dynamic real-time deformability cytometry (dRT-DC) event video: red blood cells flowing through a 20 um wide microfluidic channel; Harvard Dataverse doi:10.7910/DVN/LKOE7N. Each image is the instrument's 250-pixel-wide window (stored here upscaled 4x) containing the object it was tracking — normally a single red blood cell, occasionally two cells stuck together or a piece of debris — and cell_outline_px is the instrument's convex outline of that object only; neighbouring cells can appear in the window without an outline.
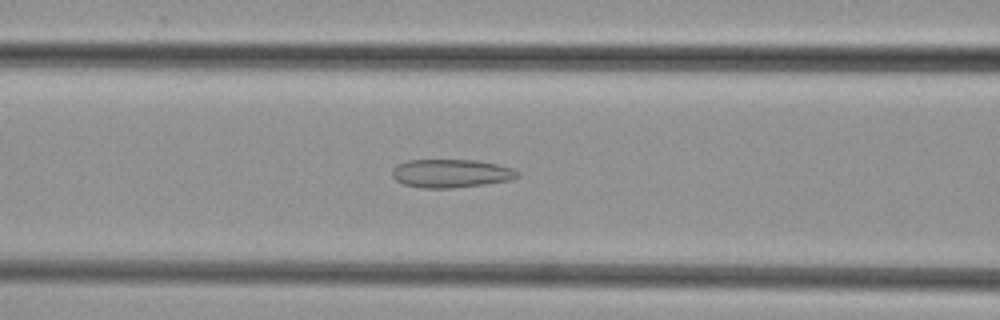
{"species": "common noctule bat (a hibernating species)", "species_latin": "Nyctalus noctula", "temperature_condition": "cold", "stored_images_in_passage": 39, "camera_frame_rate_fps": 3000, "um_per_image_px": 0.085, "animal": {"sex": "female", "body_mass_g": 29.2, "forearm_length_mm": 56.3}, "frame": {"image": 1, "passage_image": 10, "time_ms": 3.0, "image_size_px": [1000, 320], "cell_outline_px": [[520, 176], [512, 180], [484, 184], [452, 188], [420, 188], [404, 184], [396, 180], [392, 176], [392, 168], [396, 164], [408, 160], [476, 160], [496, 164], [512, 168], [520, 172]], "centroid_in_image_um": [38.33, 14.74], "position_along_channel_um": 128.3, "area_um2": 20.87}}
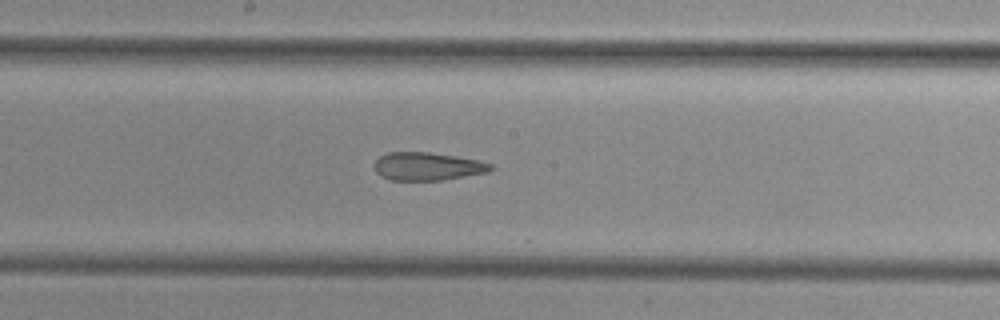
{"frame": {"image": 2, "passage_image": 16, "time_ms": 5.0, "image_size_px": [1000, 320], "cell_outline_px": [[492, 168], [488, 172], [444, 180], [392, 180], [380, 176], [376, 172], [372, 164], [380, 156], [388, 152], [428, 152], [456, 156], [476, 160], [492, 164]], "centroid_in_image_um": [36.29, 14.14], "position_along_channel_um": 211.9, "area_um2": 19.02}}
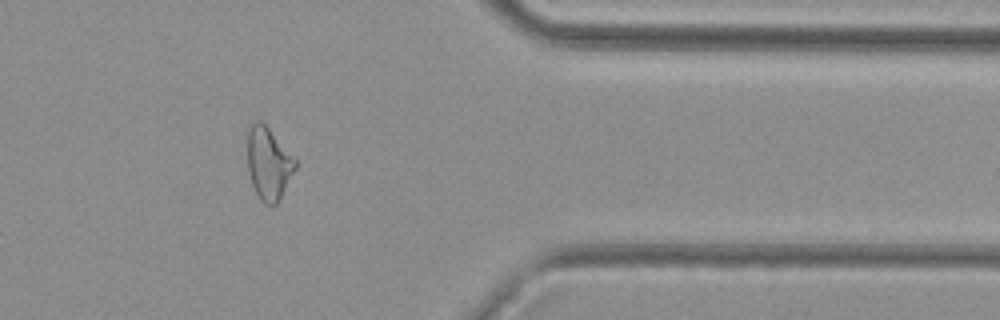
{"frame": {"image": 3, "passage_image": 30, "time_ms": 9.667, "image_size_px": [1000, 320], "cell_outline_px": [[296, 168], [280, 200], [272, 208], [264, 204], [260, 200], [252, 184], [248, 172], [248, 132], [252, 124], [256, 120], [260, 120], [268, 128], [296, 160]], "centroid_in_image_um": [22.83, 13.96], "position_along_channel_um": 388.6, "area_um2": 20.06}}